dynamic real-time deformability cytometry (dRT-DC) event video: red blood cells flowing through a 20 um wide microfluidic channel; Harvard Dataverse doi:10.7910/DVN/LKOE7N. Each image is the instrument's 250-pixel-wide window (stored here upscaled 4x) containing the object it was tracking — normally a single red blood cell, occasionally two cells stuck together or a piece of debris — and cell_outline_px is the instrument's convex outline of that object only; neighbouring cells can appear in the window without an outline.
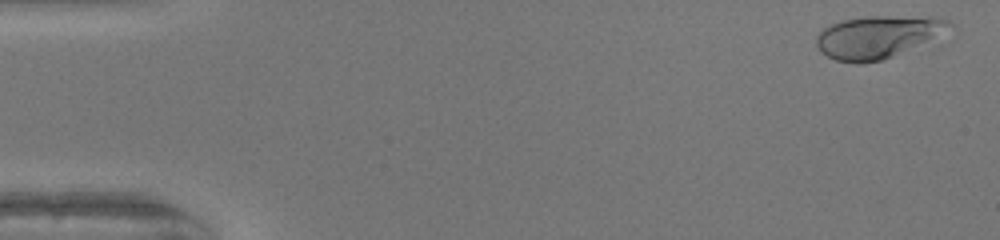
{"species": "human", "species_latin": "Homo sapiens", "temperature_condition": "warm", "stored_images_in_passage": 42, "camera_frame_rate_fps": 3000, "um_per_image_px": 0.085, "donor": {"sex": "female"}, "frame": {"image": 1, "passage_image": 2, "time_ms": 0.333, "image_size_px": [1000, 240], "cell_outline_px": [[956, 24], [884, 60], [860, 64], [856, 64], [836, 60], [820, 52], [816, 44], [816, 36], [824, 28], [832, 24], [844, 20], [868, 16], [932, 16], [948, 20]], "centroid_in_image_um": [74.51, 3.13], "position_along_channel_um": 10.5, "area_um2": 32.14}}
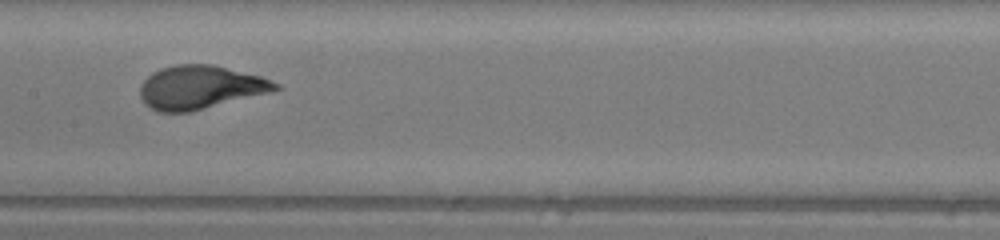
{"frame": {"image": 2, "passage_image": 26, "time_ms": 8.333, "image_size_px": [1000, 240], "cell_outline_px": [[280, 88], [268, 92], [192, 112], [156, 112], [144, 104], [140, 96], [140, 84], [152, 72], [160, 68], [176, 64], [212, 64], [260, 76], [280, 84]], "centroid_in_image_um": [16.96, 7.42], "position_along_channel_um": 190.4, "area_um2": 34.28}}
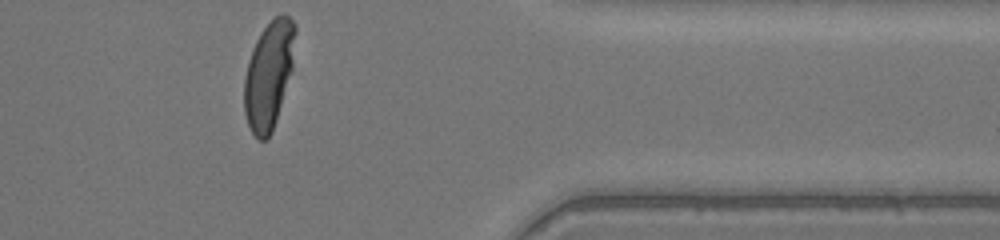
{"frame": {"image": 3, "passage_image": 42, "time_ms": 13.667, "image_size_px": [1000, 240], "cell_outline_px": [[296, 32], [292, 72], [272, 132], [268, 140], [256, 140], [248, 124], [244, 112], [244, 76], [248, 60], [252, 48], [260, 32], [276, 16], [284, 12], [296, 24]], "centroid_in_image_um": [22.85, 6.37], "position_along_channel_um": 388.5, "area_um2": 32.37}, "authors_computed_cell_mechanics": {"area_um2": 33.1483, "velocity_mm_per_s": 4.0731, "shape_relaxation_time_tau1_ms": 3.0353, "shape_relaxation_time_tau2_ms": null, "deformation_change_tau1": 0.2208, "deformation_change_tau2": null}}